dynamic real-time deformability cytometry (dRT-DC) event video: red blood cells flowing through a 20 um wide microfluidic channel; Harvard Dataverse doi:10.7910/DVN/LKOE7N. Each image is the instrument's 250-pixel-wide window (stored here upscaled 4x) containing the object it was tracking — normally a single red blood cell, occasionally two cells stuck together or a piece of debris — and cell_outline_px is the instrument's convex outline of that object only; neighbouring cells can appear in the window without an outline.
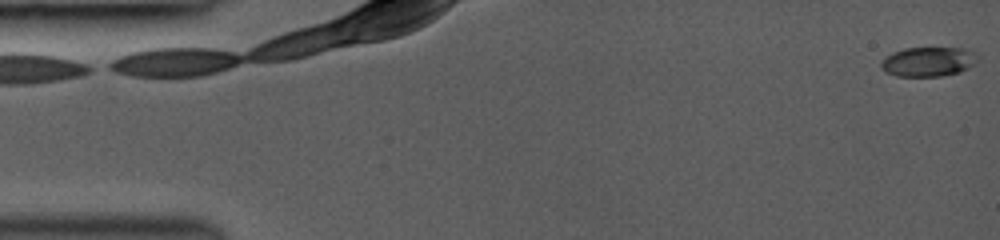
{"species": "common noctule bat (a hibernating species)", "species_latin": "Nyctalus noctula", "temperature_condition": "room temperature", "stored_images_in_passage": 23, "camera_frame_rate_fps": 3000, "um_per_image_px": 0.085, "animal": {"sex": "female", "body_mass_g": 19.0, "forearm_length_mm": 53.3}, "frame": {"image": 1, "passage_image": 1, "time_ms": 0.0, "image_size_px": [1000, 240], "cell_outline_px": [[980, 60], [968, 68], [960, 72], [940, 76], [896, 76], [884, 72], [880, 64], [892, 52], [904, 48], [960, 48], [976, 52], [980, 56]], "centroid_in_image_um": [78.95, 5.24], "position_along_channel_um": 6.0, "area_um2": 16.7}}
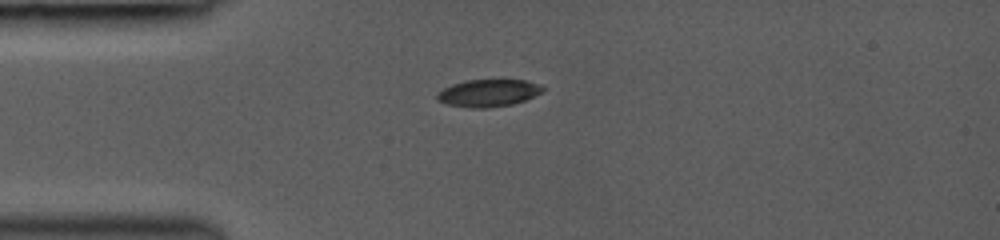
{"frame": {"image": 2, "passage_image": 16, "time_ms": 4.0, "image_size_px": [1000, 240], "cell_outline_px": [[544, 92], [524, 100], [512, 104], [488, 108], [472, 108], [448, 104], [436, 100], [436, 92], [452, 84], [464, 80], [524, 80], [540, 84], [544, 88]], "centroid_in_image_um": [41.5, 7.9], "position_along_channel_um": 43.5, "area_um2": 16.88}}
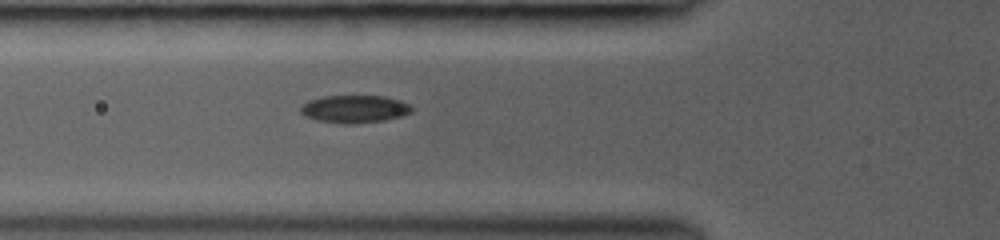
{"frame": {"image": 3, "passage_image": 23, "time_ms": 5.667, "image_size_px": [1000, 240], "cell_outline_px": [[412, 112], [400, 116], [384, 120], [352, 124], [344, 124], [316, 120], [304, 116], [300, 112], [300, 108], [308, 100], [324, 96], [384, 96], [400, 100], [408, 104], [412, 108]], "centroid_in_image_um": [30.11, 9.27], "position_along_channel_um": 95.7, "area_um2": 17.86}}